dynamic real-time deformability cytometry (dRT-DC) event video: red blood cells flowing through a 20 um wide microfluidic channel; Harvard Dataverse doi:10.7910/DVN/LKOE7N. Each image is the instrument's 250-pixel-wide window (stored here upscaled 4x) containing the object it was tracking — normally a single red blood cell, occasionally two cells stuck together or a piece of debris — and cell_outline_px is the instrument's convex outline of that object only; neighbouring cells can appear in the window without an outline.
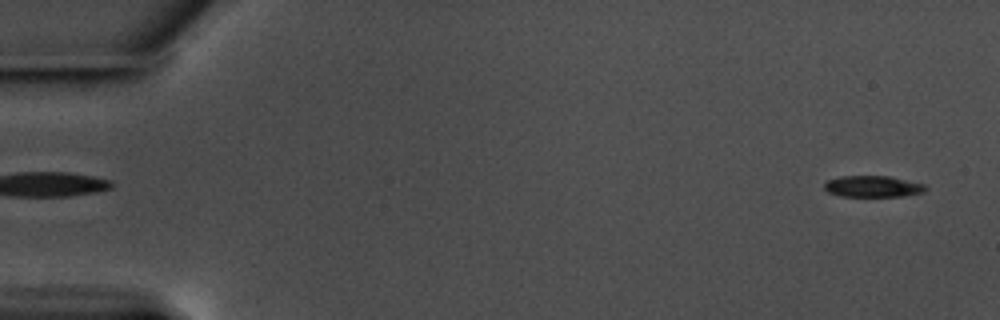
{"species": "common noctule bat (a hibernating species)", "species_latin": "Nyctalus noctula", "temperature_condition": "warm", "stored_images_in_passage": 57, "camera_frame_rate_fps": 3000, "um_per_image_px": 0.085, "animal": {"sex": "male", "body_mass_g": 17.5, "forearm_length_mm": 52.3}, "frame": {"image": 1, "passage_image": 2, "time_ms": 0.333, "image_size_px": [1000, 320], "cell_outline_px": [[928, 188], [924, 192], [904, 196], [840, 196], [828, 192], [824, 188], [824, 180], [840, 176], [888, 176], [924, 184]], "centroid_in_image_um": [74.15, 15.84], "position_along_channel_um": 10.8, "area_um2": 12.66}}
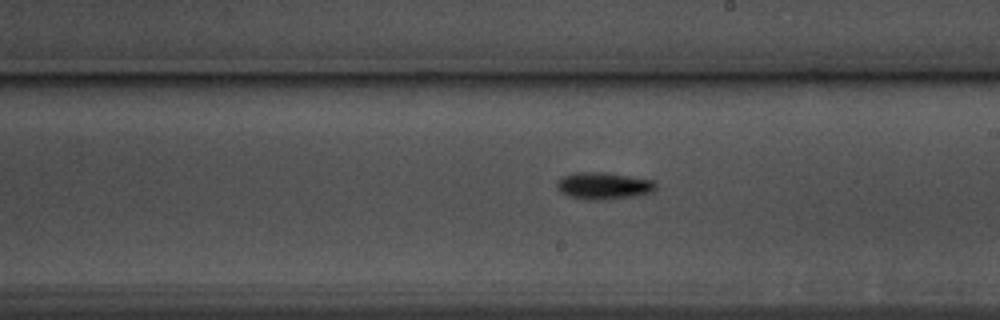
{"frame": {"image": 2, "passage_image": 33, "time_ms": 10.667, "image_size_px": [1000, 320], "cell_outline_px": [[656, 188], [652, 192], [636, 196], [600, 200], [588, 200], [568, 196], [560, 192], [556, 188], [556, 180], [560, 176], [572, 172], [600, 172], [628, 176], [652, 180], [656, 184]], "centroid_in_image_um": [51.23, 15.79], "position_along_channel_um": 237.8, "area_um2": 15.72}}
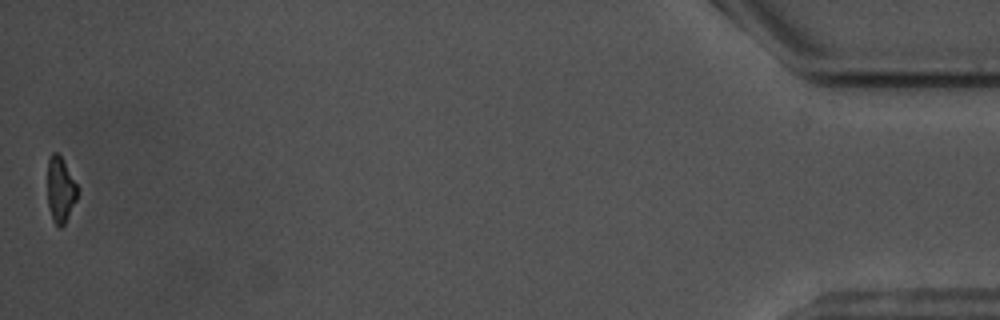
{"frame": {"image": 3, "passage_image": 57, "time_ms": 18.667, "image_size_px": [1000, 320], "cell_outline_px": [[80, 188], [76, 200], [64, 224], [60, 228], [52, 220], [48, 204], [48, 160], [52, 152], [56, 152], [64, 160]], "centroid_in_image_um": [5.16, 16.1], "position_along_channel_um": 430.0, "area_um2": 11.56}, "authors_computed_cell_mechanics": {"area_um2": 13.4674, "velocity_mm_per_s": 3.5616, "shape_relaxation_time_tau1_ms": 2.3921, "shape_relaxation_time_tau2_ms": null, "deformation_change_tau1": 0.1093, "deformation_change_tau2": null}}